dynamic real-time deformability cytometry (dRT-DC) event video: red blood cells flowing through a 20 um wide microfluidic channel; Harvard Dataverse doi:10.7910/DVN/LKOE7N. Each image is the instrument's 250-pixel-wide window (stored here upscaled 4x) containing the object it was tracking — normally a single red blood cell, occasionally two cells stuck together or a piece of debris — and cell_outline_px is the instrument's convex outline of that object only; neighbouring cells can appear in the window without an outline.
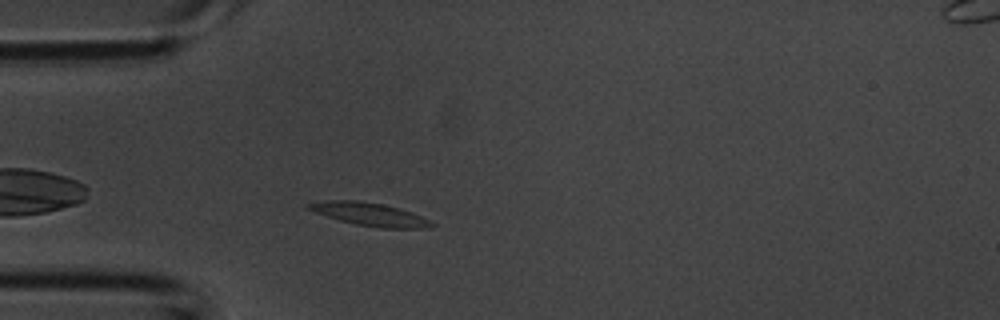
{"species": "common noctule bat (a hibernating species)", "species_latin": "Nyctalus noctula", "temperature_condition": "room temperature", "stored_images_in_passage": 1, "camera_frame_rate_fps": 3000, "um_per_image_px": 0.085, "animal": {"sex": "male", "body_mass_g": 20.1, "forearm_length_mm": 53.5}, "frame": {"image": 1, "passage_image": 1, "time_ms": 0.0, "image_size_px": [1000, 320], "cell_outline_px": [[436, 224], [432, 228], [380, 228], [356, 224], [340, 220], [316, 212], [308, 208], [304, 204], [328, 200], [356, 200], [384, 204], [400, 208], [420, 216]], "centroid_in_image_um": [31.46, 18.21], "position_along_channel_um": 53.5, "area_um2": 16.36}}